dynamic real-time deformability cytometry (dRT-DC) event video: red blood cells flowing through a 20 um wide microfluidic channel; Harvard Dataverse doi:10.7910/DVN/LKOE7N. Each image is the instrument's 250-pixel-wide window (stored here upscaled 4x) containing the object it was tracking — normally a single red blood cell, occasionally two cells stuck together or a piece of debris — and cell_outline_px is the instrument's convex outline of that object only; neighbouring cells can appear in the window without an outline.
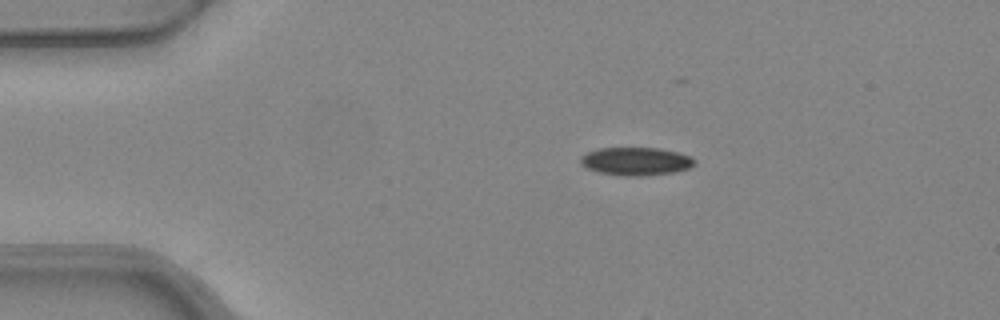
{"species": "common noctule bat (a hibernating species)", "species_latin": "Nyctalus noctula", "temperature_condition": "warm", "stored_images_in_passage": 5, "camera_frame_rate_fps": 3000, "um_per_image_px": 0.085, "animal": {"sex": "female", "body_mass_g": 24.6, "forearm_length_mm": 56.2}, "frame": {"image": 1, "passage_image": 2, "time_ms": 0.333, "image_size_px": [1000, 320], "cell_outline_px": [[696, 164], [688, 168], [676, 172], [640, 176], [624, 176], [600, 172], [584, 168], [580, 164], [580, 156], [588, 152], [600, 148], [660, 148], [692, 156], [696, 160]], "centroid_in_image_um": [54.06, 13.71], "position_along_channel_um": 30.9, "area_um2": 18.79}}